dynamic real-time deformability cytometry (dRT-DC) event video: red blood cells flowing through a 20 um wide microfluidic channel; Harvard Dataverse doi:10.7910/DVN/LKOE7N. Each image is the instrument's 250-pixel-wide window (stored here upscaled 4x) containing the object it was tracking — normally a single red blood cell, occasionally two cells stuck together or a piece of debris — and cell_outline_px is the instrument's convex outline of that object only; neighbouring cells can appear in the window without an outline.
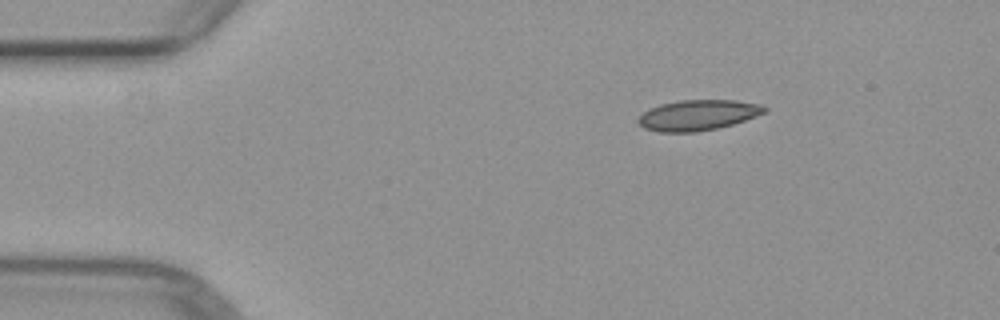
{"species": "common noctule bat (a hibernating species)", "species_latin": "Nyctalus noctula", "temperature_condition": "warm", "stored_images_in_passage": 3, "camera_frame_rate_fps": 3000, "um_per_image_px": 0.085, "animal": {"sex": "female", "body_mass_g": 29.2, "forearm_length_mm": 56.3}, "frame": {"image": 1, "passage_image": 1, "time_ms": 0.0, "image_size_px": [1000, 320], "cell_outline_px": [[768, 108], [764, 112], [756, 116], [732, 124], [716, 128], [696, 132], [660, 132], [644, 128], [636, 120], [648, 108], [660, 104], [680, 100], [736, 100], [764, 104]], "centroid_in_image_um": [59.32, 9.77], "position_along_channel_um": 25.7, "area_um2": 22.48}}